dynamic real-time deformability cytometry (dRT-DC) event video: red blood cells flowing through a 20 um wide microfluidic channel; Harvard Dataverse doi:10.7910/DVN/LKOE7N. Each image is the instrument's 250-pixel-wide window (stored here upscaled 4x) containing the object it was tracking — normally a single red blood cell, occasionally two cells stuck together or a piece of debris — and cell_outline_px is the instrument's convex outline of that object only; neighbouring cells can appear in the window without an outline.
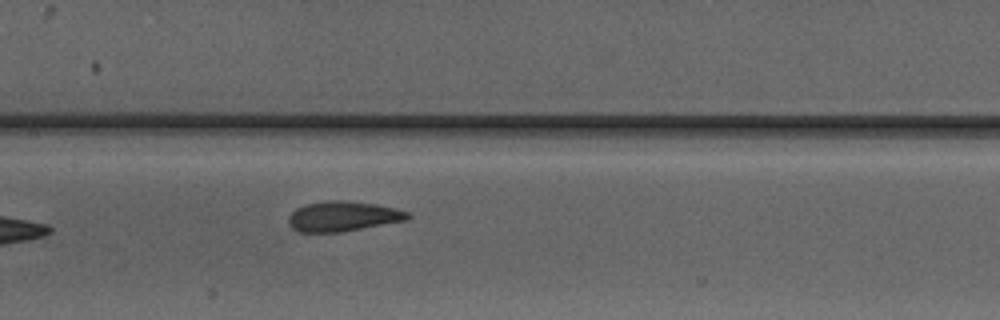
{"species": "Egyptian fruit bat (a non-hibernating species)", "species_latin": "Rousettus aegyptiacus", "temperature_condition": "warm", "stored_images_in_passage": 7, "camera_frame_rate_fps": 3000, "um_per_image_px": 0.085, "animal": {"sex": "male"}, "frame": {"image": 1, "passage_image": 7, "time_ms": 7.333, "image_size_px": [1000, 320], "cell_outline_px": [[412, 216], [408, 220], [340, 232], [300, 232], [292, 228], [288, 224], [288, 216], [296, 208], [304, 204], [336, 200], [344, 200], [372, 204], [396, 208], [408, 212]], "centroid_in_image_um": [29.14, 18.39], "position_along_channel_um": 178.3, "area_um2": 20.81}}